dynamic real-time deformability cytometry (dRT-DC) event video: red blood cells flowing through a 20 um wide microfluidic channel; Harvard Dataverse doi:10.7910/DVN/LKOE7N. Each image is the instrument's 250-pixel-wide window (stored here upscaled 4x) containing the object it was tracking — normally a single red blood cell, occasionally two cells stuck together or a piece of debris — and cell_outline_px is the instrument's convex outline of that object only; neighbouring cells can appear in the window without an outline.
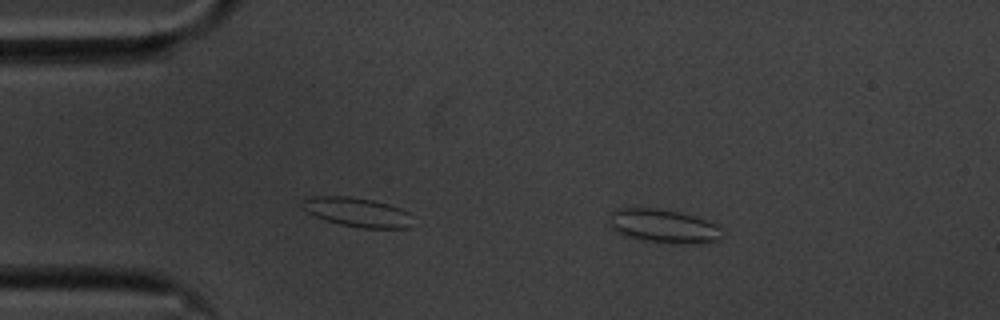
{"species": "common noctule bat (a hibernating species)", "species_latin": "Nyctalus noctula", "temperature_condition": "cold", "stored_images_in_passage": 43, "camera_frame_rate_fps": 3000, "um_per_image_px": 0.085, "animal": {"sex": "male", "body_mass_g": 20.1, "forearm_length_mm": 53.5}, "frame": {"image": 1, "passage_image": 1, "time_ms": 0.0, "image_size_px": [1000, 320], "cell_outline_px": [[724, 236], [720, 240], [704, 244], [672, 244], [640, 240], [624, 236], [616, 232], [608, 224], [612, 212], [616, 208], [656, 208], [680, 212], [696, 216], [716, 224], [724, 232]], "centroid_in_image_um": [56.44, 19.24], "position_along_channel_um": 28.6, "area_um2": 22.83}}
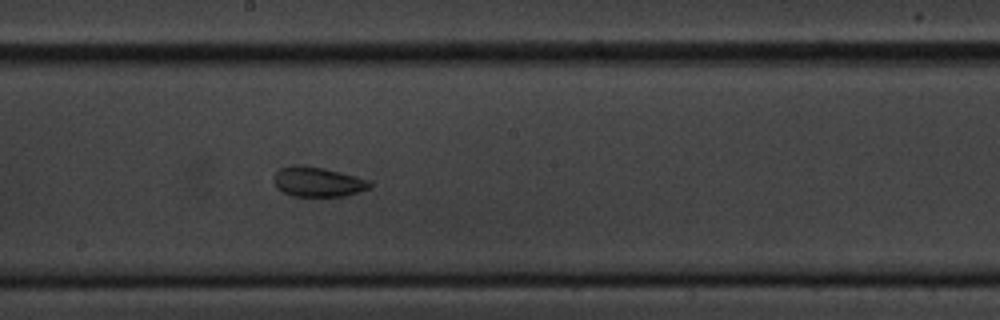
{"frame": {"image": 2, "passage_image": 22, "time_ms": 7.0, "image_size_px": [1000, 320], "cell_outline_px": [[372, 188], [360, 192], [344, 196], [292, 196], [276, 188], [272, 180], [272, 176], [280, 168], [292, 164], [304, 164], [324, 168], [340, 172], [368, 180], [372, 184]], "centroid_in_image_um": [26.97, 15.44], "position_along_channel_um": 221.2, "area_um2": 16.99}}
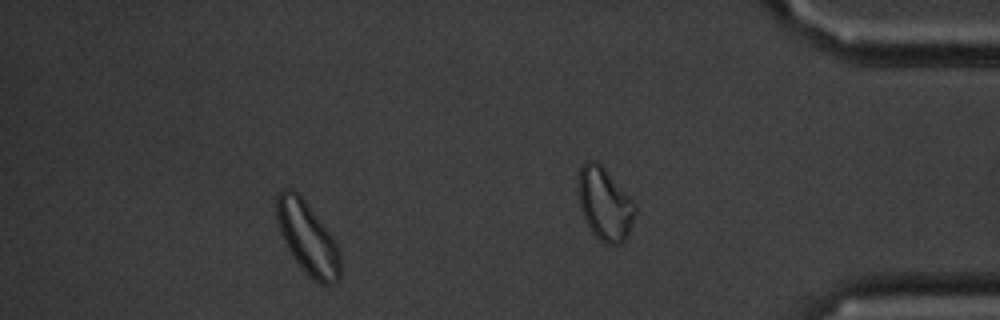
{"frame": {"image": 3, "passage_image": 37, "time_ms": 12.0, "image_size_px": [1000, 320], "cell_outline_px": [[340, 276], [332, 284], [320, 284], [308, 276], [292, 256], [280, 232], [276, 216], [276, 196], [284, 188], [292, 188], [304, 200], [332, 236], [340, 252]], "centroid_in_image_um": [26.13, 20.24], "position_along_channel_um": 409.1, "area_um2": 26.47}, "authors_computed_cell_mechanics": {"area_um2": 17.7446, "velocity_mm_per_s": 3.5093, "shape_relaxation_time_tau1_ms": 6.0264, "shape_relaxation_time_tau2_ms": 2.3383, "deformation_change_tau1": 0.1355, "deformation_change_tau2": 0.0715}}